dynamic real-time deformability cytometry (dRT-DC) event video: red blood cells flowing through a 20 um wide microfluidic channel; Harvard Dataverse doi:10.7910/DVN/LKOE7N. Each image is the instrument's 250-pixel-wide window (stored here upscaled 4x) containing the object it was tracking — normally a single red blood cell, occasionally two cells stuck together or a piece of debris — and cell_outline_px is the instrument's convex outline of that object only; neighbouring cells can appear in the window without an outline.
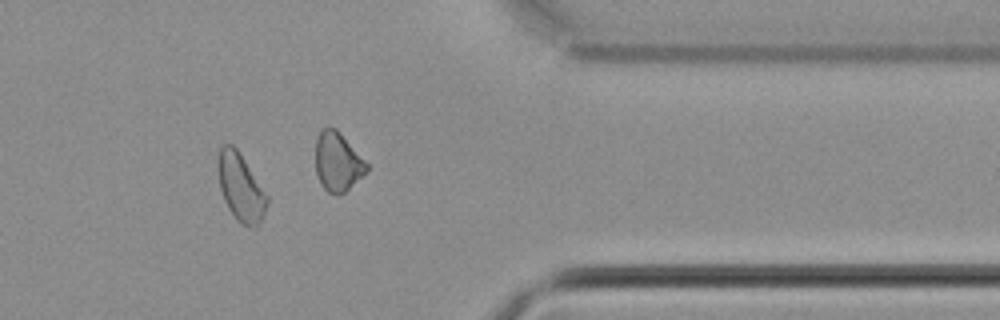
{"species": "common noctule bat (a hibernating species)", "species_latin": "Nyctalus noctula", "temperature_condition": "cold", "stored_images_in_passage": 42, "camera_frame_rate_fps": 3000, "um_per_image_px": 0.085, "animal": {"sex": "male", "body_mass_g": 21.5, "forearm_length_mm": 52.0}, "frame": {"image": 1, "passage_image": 36, "time_ms": 11.667, "image_size_px": [1000, 320], "cell_outline_px": [[268, 200], [264, 216], [256, 228], [244, 224], [236, 220], [228, 208], [224, 200], [220, 188], [216, 164], [220, 148], [224, 144], [232, 144], [236, 148], [268, 196]], "centroid_in_image_um": [20.44, 15.93], "position_along_channel_um": 391.0, "area_um2": 19.19}}